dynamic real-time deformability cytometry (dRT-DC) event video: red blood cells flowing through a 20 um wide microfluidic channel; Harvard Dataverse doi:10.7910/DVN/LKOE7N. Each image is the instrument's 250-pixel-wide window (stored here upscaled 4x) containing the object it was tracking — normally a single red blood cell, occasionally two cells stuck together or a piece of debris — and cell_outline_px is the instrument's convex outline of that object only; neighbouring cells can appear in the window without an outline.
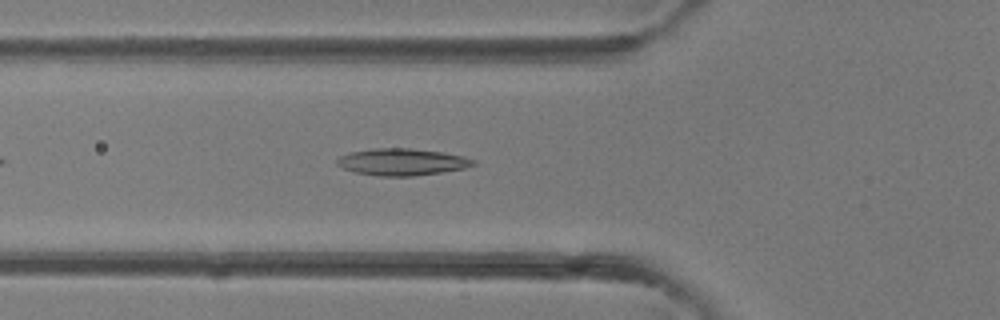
{"species": "common noctule bat (a hibernating species)", "species_latin": "Nyctalus noctula", "temperature_condition": "room temperature", "stored_images_in_passage": 30, "camera_frame_rate_fps": 3000, "um_per_image_px": 0.085, "animal": {"sex": "female"}, "frame": {"image": 1, "passage_image": 5, "time_ms": 1.333, "image_size_px": [1000, 320], "cell_outline_px": [[476, 164], [464, 168], [416, 176], [376, 176], [356, 172], [344, 168], [336, 164], [336, 160], [340, 156], [352, 152], [372, 148], [408, 148], [440, 152], [464, 156], [476, 160]], "centroid_in_image_um": [34.17, 13.77], "position_along_channel_um": 91.6, "area_um2": 21.21}}
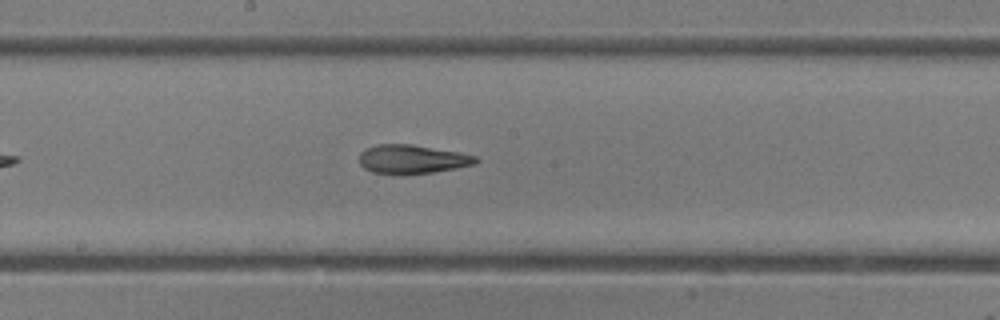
{"frame": {"image": 2, "passage_image": 12, "time_ms": 3.667, "image_size_px": [1000, 320], "cell_outline_px": [[480, 160], [476, 164], [456, 168], [432, 172], [404, 176], [400, 176], [372, 172], [364, 168], [360, 164], [360, 152], [376, 144], [412, 144], [456, 152], [476, 156]], "centroid_in_image_um": [35.01, 13.56], "position_along_channel_um": 213.2, "area_um2": 19.83}}
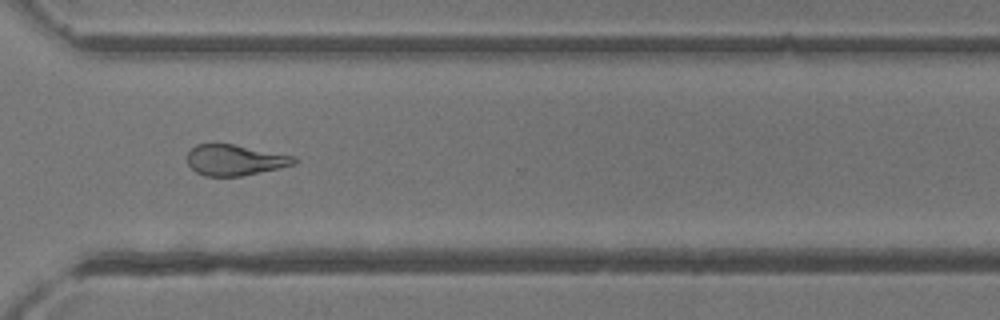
{"frame": {"image": 3, "passage_image": 20, "time_ms": 6.333, "image_size_px": [1000, 320], "cell_outline_px": [[300, 160], [296, 164], [280, 168], [240, 176], [204, 176], [196, 172], [188, 164], [188, 152], [196, 144], [232, 144], [296, 156]], "centroid_in_image_um": [20.01, 13.61], "position_along_channel_um": 350.6, "area_um2": 19.19}}